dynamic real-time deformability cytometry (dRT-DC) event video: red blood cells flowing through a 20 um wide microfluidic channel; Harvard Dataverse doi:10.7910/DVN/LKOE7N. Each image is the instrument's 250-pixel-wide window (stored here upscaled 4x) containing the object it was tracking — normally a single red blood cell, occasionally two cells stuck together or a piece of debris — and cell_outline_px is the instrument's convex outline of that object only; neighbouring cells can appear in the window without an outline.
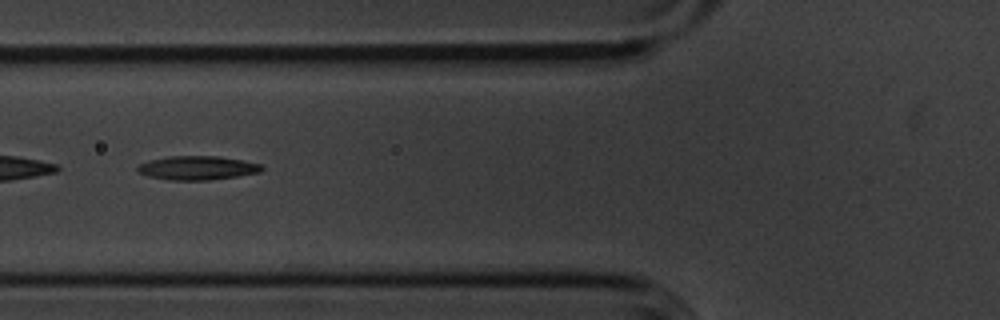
{"species": "common noctule bat (a hibernating species)", "species_latin": "Nyctalus noctula", "temperature_condition": "cold", "stored_images_in_passage": 42, "camera_frame_rate_fps": 3000, "um_per_image_px": 0.085, "animal": {"sex": "male", "body_mass_g": 20.1, "forearm_length_mm": 53.5}, "frame": {"image": 1, "passage_image": 9, "time_ms": 2.667, "image_size_px": [1000, 320], "cell_outline_px": [[264, 168], [260, 172], [236, 176], [208, 180], [168, 180], [148, 176], [136, 172], [136, 168], [140, 164], [148, 160], [168, 156], [220, 156], [264, 164]], "centroid_in_image_um": [16.76, 14.26], "position_along_channel_um": 109.0, "area_um2": 17.46}}
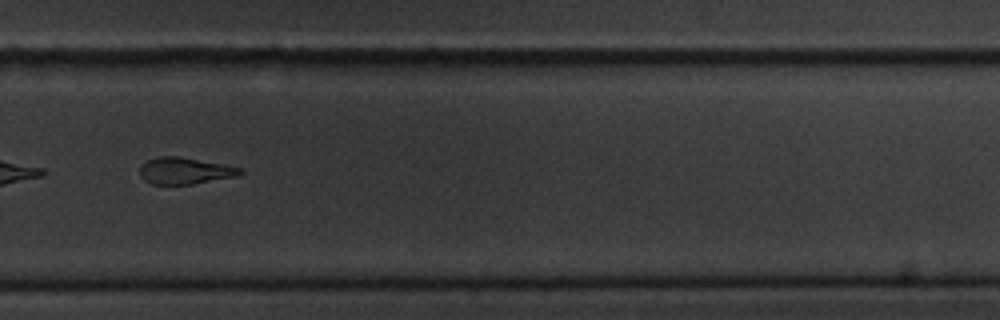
{"frame": {"image": 2, "passage_image": 26, "time_ms": 8.333, "image_size_px": [1000, 320], "cell_outline_px": [[244, 172], [236, 176], [192, 184], [152, 184], [144, 180], [140, 176], [140, 164], [156, 156], [180, 156], [224, 164], [240, 168]], "centroid_in_image_um": [15.67, 14.5], "position_along_channel_um": 314.1, "area_um2": 15.61}}
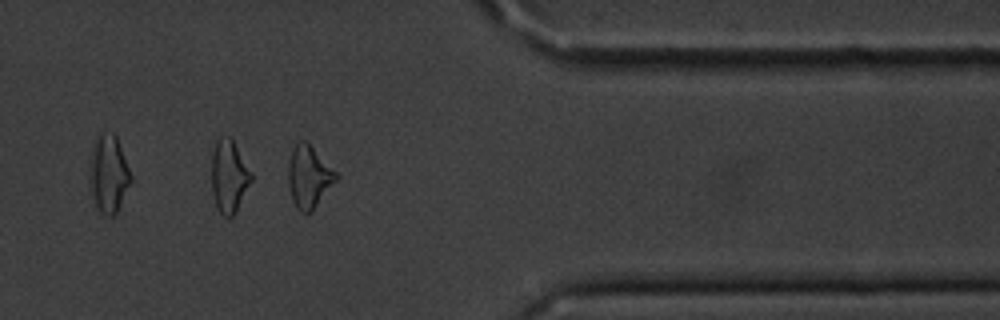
{"frame": {"image": 3, "passage_image": 33, "time_ms": 10.667, "image_size_px": [1000, 320], "cell_outline_px": [[340, 176], [312, 212], [300, 212], [296, 208], [292, 200], [288, 184], [288, 164], [292, 148], [300, 140], [304, 140]], "centroid_in_image_um": [26.24, 15.07], "position_along_channel_um": 385.2, "area_um2": 17.17}, "authors_computed_cell_mechanics": {"area_um2": 17.2822, "velocity_mm_per_s": 3.6245, "shape_relaxation_time_tau1_ms": 4.49, "shape_relaxation_time_tau2_ms": 3.6077, "deformation_change_tau1": 0.1897, "deformation_change_tau2": 0.136}}